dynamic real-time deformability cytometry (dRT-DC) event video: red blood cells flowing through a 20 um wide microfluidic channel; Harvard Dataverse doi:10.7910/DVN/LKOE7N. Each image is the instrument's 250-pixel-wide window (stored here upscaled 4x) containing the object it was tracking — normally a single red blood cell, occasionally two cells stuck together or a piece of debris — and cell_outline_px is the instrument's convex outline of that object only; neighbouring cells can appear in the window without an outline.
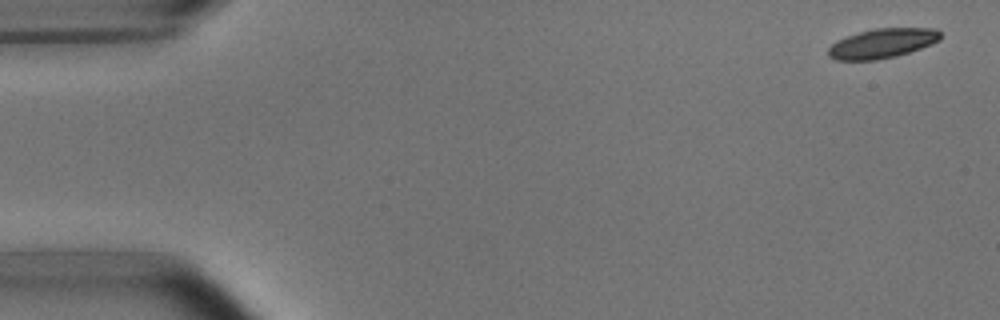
{"species": "common noctule bat (a hibernating species)", "species_latin": "Nyctalus noctula", "temperature_condition": "room temperature", "stored_images_in_passage": 6, "segment_of_instrument_passage": [1, 2], "camera_frame_rate_fps": 3000, "um_per_image_px": 0.085, "animal": {"sex": "male", "body_mass_g": 15.6}, "frame": {"image": 1, "passage_image": 1, "time_ms": 0.0, "image_size_px": [1000, 320], "cell_outline_px": [[940, 40], [932, 44], [896, 56], [876, 60], [836, 60], [828, 56], [828, 48], [836, 40], [872, 28], [936, 28], [940, 32]], "centroid_in_image_um": [74.98, 3.68], "position_along_channel_um": 10.0, "area_um2": 19.31}}
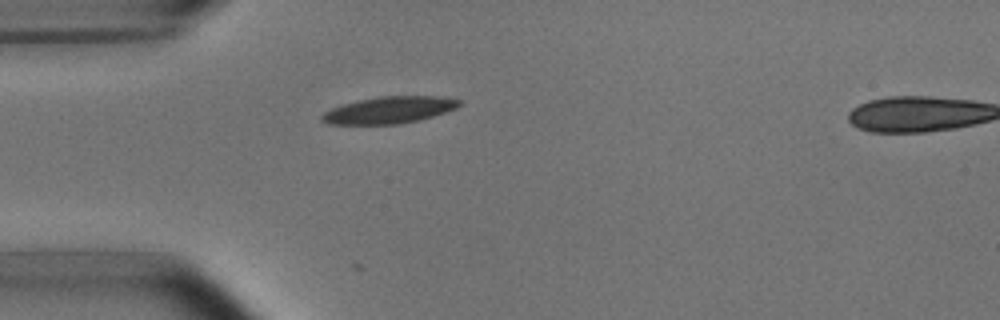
{"frame": {"image": 2, "passage_image": 5, "time_ms": 4.333, "image_size_px": [1000, 320], "cell_outline_px": [[460, 104], [456, 108], [432, 116], [400, 124], [328, 124], [320, 120], [320, 116], [324, 112], [340, 104], [380, 96], [440, 96], [460, 100]], "centroid_in_image_um": [33.03, 9.35], "position_along_channel_um": 52.0, "area_um2": 21.33}}